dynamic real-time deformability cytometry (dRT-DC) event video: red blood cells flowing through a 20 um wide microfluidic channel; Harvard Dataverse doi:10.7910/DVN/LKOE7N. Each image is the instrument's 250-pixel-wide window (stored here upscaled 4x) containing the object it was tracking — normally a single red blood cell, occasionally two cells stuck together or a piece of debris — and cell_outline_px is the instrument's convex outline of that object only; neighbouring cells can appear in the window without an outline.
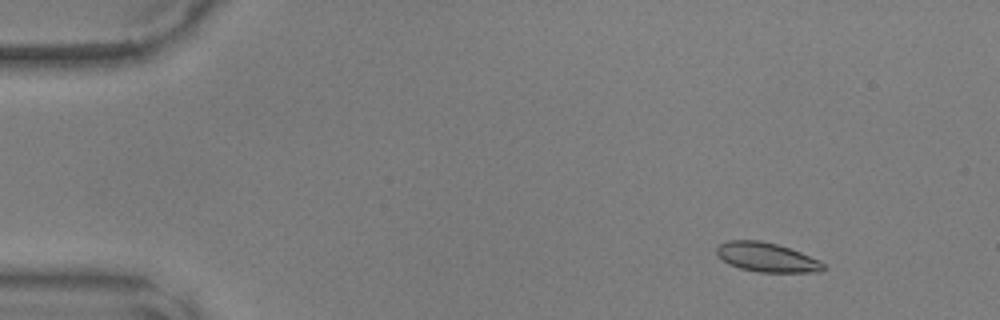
{"species": "common noctule bat (a hibernating species)", "species_latin": "Nyctalus noctula", "temperature_condition": "warm", "stored_images_in_passage": 50, "camera_frame_rate_fps": 3000, "um_per_image_px": 0.085, "animal": {"sex": "male", "body_mass_g": 17.9, "forearm_length_mm": 54.2}, "frame": {"image": 1, "passage_image": 6, "time_ms": 1.667, "image_size_px": [1000, 320], "cell_outline_px": [[824, 268], [820, 272], [760, 272], [740, 268], [728, 264], [716, 256], [716, 248], [720, 244], [728, 240], [760, 240], [776, 244], [800, 252], [820, 260], [824, 264]], "centroid_in_image_um": [65.14, 21.87], "position_along_channel_um": 19.9, "area_um2": 18.21}}
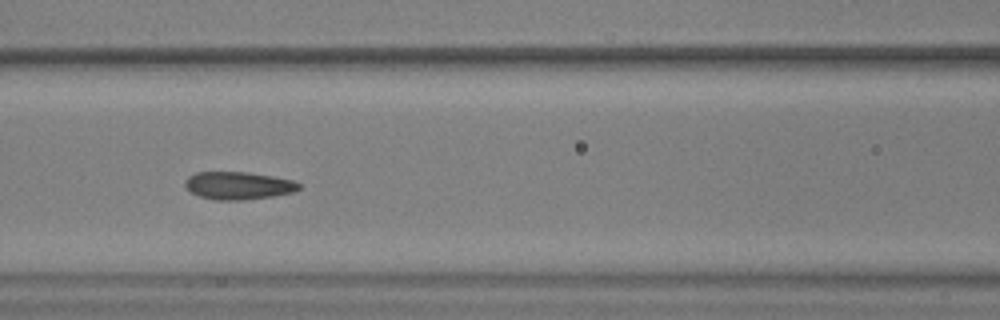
{"frame": {"image": 2, "passage_image": 22, "time_ms": 7.0, "image_size_px": [1000, 320], "cell_outline_px": [[300, 188], [292, 192], [272, 196], [240, 200], [216, 200], [200, 196], [192, 192], [184, 184], [184, 180], [188, 176], [196, 172], [248, 172], [272, 176], [292, 180], [300, 184]], "centroid_in_image_um": [20.23, 15.76], "position_along_channel_um": 146.4, "area_um2": 18.21}}
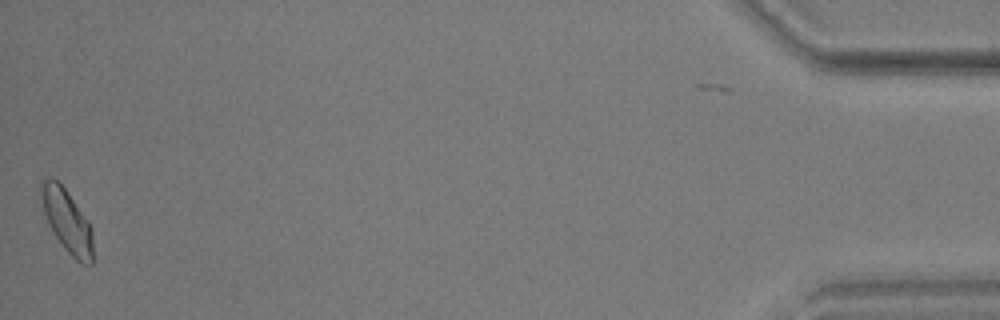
{"frame": {"image": 3, "passage_image": 49, "time_ms": 16.0, "image_size_px": [1000, 320], "cell_outline_px": [[92, 264], [80, 264], [64, 248], [56, 236], [44, 212], [40, 188], [40, 184], [48, 176], [52, 176], [64, 188], [88, 220], [92, 228]], "centroid_in_image_um": [5.71, 18.77], "position_along_channel_um": 429.5, "area_um2": 18.55}}